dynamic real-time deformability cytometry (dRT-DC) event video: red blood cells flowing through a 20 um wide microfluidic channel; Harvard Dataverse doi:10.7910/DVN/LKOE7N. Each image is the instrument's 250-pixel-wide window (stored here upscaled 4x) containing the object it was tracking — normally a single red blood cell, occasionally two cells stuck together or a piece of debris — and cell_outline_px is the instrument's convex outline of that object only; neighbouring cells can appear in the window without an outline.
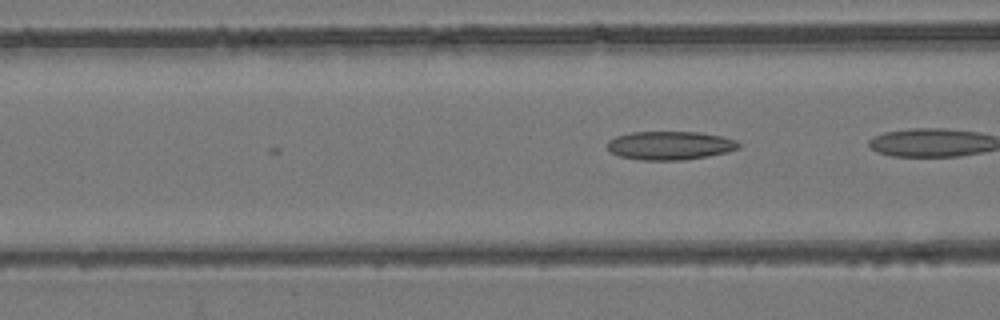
{"species": "common noctule bat (a hibernating species)", "species_latin": "Nyctalus noctula", "temperature_condition": "room temperature", "stored_images_in_passage": 18, "camera_frame_rate_fps": 3000, "um_per_image_px": 0.085, "animal": {"sex": "female", "body_mass_g": 24.6, "forearm_length_mm": 56.2}, "frame": {"image": 1, "passage_image": 18, "time_ms": 5.667, "image_size_px": [1000, 320], "cell_outline_px": [[740, 148], [728, 152], [708, 156], [684, 160], [640, 160], [620, 156], [612, 152], [608, 148], [608, 140], [616, 136], [632, 132], [700, 132], [720, 136], [736, 140], [740, 144]], "centroid_in_image_um": [56.97, 12.37], "position_along_channel_um": 109.6, "area_um2": 21.85}}